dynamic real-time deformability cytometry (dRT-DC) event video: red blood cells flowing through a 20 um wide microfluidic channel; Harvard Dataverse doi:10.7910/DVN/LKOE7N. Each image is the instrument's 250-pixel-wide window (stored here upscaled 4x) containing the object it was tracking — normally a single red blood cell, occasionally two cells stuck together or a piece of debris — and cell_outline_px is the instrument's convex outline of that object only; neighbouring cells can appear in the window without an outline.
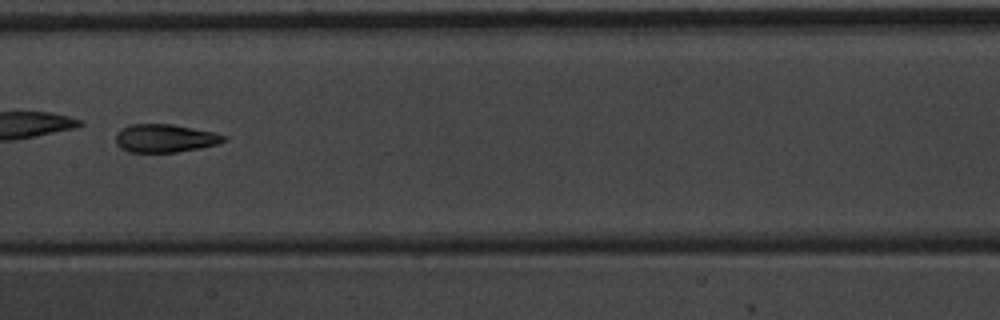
{"species": "common noctule bat (a hibernating species)", "species_latin": "Nyctalus noctula", "temperature_condition": "warm", "stored_images_in_passage": 11, "camera_frame_rate_fps": 3000, "um_per_image_px": 0.085, "animal": {"sex": "male", "body_mass_g": 20.1, "forearm_length_mm": 53.5}, "frame": {"image": 1, "passage_image": 8, "time_ms": 2.333, "image_size_px": [1000, 320], "cell_outline_px": [[228, 140], [216, 144], [200, 148], [176, 152], [128, 152], [120, 148], [116, 144], [116, 132], [120, 128], [128, 124], [172, 124], [212, 132], [228, 136]], "centroid_in_image_um": [13.99, 11.75], "position_along_channel_um": 193.4, "area_um2": 17.86}}
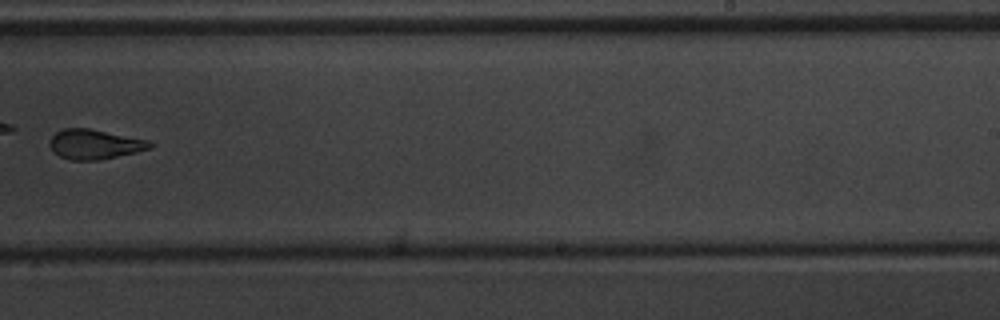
{"frame": {"image": 2, "passage_image": 10, "time_ms": 3.0, "image_size_px": [1000, 320], "cell_outline_px": [[156, 144], [152, 148], [136, 152], [100, 160], [72, 160], [60, 156], [52, 152], [48, 144], [48, 140], [56, 132], [64, 128], [88, 128], [148, 140]], "centroid_in_image_um": [8.03, 12.26], "position_along_channel_um": 281.0, "area_um2": 17.51}}
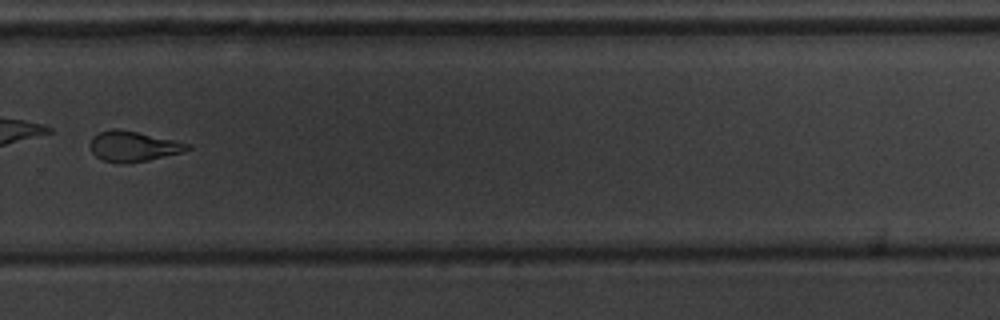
{"frame": {"image": 3, "passage_image": 11, "time_ms": 3.333, "image_size_px": [1000, 320], "cell_outline_px": [[192, 148], [184, 152], [148, 160], [124, 164], [120, 164], [104, 160], [96, 156], [92, 152], [88, 144], [92, 136], [100, 132], [112, 128], [120, 128], [176, 140], [192, 144]], "centroid_in_image_um": [11.34, 12.43], "position_along_channel_um": 318.5, "area_um2": 17.57}}